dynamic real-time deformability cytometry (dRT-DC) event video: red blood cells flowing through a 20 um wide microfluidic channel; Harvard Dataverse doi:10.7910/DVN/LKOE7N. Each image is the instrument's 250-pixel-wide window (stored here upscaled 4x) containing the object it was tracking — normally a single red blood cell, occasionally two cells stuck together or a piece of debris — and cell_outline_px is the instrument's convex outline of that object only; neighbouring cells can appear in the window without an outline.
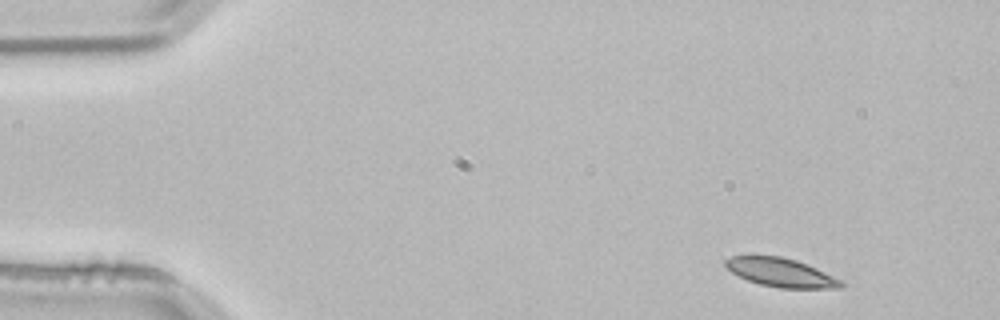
{"species": "common noctule bat (a hibernating species)", "species_latin": "Nyctalus noctula", "temperature_condition": "room temperature", "stored_images_in_passage": 3, "camera_frame_rate_fps": 3000, "um_per_image_px": 0.085, "animal": {"sex": "male", "body_mass_g": 21.5, "forearm_length_mm": 52.0}, "frame": {"image": 1, "passage_image": 1, "time_ms": 0.0, "image_size_px": [1000, 320], "cell_outline_px": [[844, 284], [840, 288], [780, 288], [760, 284], [748, 280], [732, 272], [724, 264], [724, 260], [732, 256], [752, 252], [780, 256], [796, 260], [816, 268], [840, 280]], "centroid_in_image_um": [66.28, 23.11], "position_along_channel_um": 18.7, "area_um2": 19.65}}
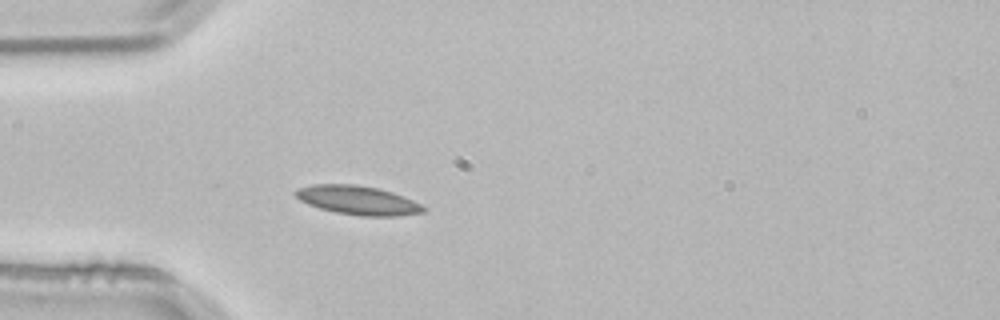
{"frame": {"image": 2, "passage_image": 3, "time_ms": 0.667, "image_size_px": [1000, 320], "cell_outline_px": [[428, 208], [424, 212], [400, 216], [360, 216], [336, 212], [320, 208], [308, 204], [300, 200], [292, 192], [296, 188], [312, 184], [356, 184], [380, 188], [392, 192], [412, 200]], "centroid_in_image_um": [30.4, 17.01], "position_along_channel_um": 54.6, "area_um2": 21.73}}